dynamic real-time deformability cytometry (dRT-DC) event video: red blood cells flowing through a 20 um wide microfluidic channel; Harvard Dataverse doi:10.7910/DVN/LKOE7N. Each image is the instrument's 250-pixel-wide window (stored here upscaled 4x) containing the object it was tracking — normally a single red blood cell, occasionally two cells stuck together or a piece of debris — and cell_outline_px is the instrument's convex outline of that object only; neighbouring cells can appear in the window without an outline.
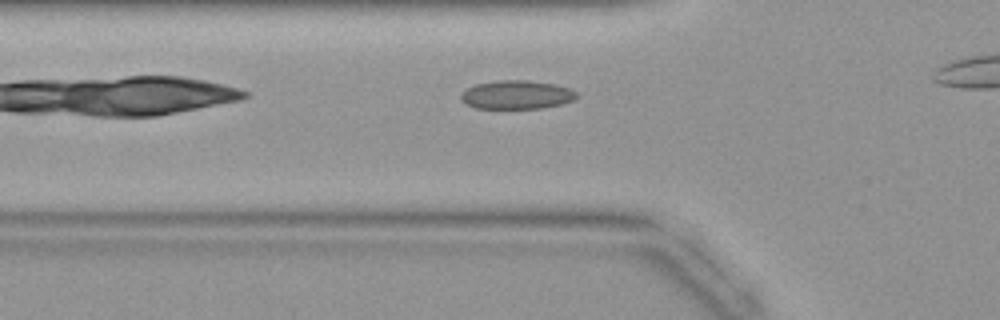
{"species": "common noctule bat (a hibernating species)", "species_latin": "Nyctalus noctula", "temperature_condition": "warm", "stored_images_in_passage": 25, "camera_frame_rate_fps": 3000, "um_per_image_px": 0.085, "animal": {"sex": "female", "body_mass_g": 19.9}, "frame": {"image": 1, "passage_image": 4, "time_ms": 1.0, "image_size_px": [1000, 320], "cell_outline_px": [[576, 96], [572, 100], [560, 104], [540, 108], [476, 108], [464, 104], [460, 100], [460, 92], [476, 84], [496, 80], [528, 80], [556, 84], [568, 88], [576, 92]], "centroid_in_image_um": [43.85, 8.05], "position_along_channel_um": 82.0, "area_um2": 19.31}}
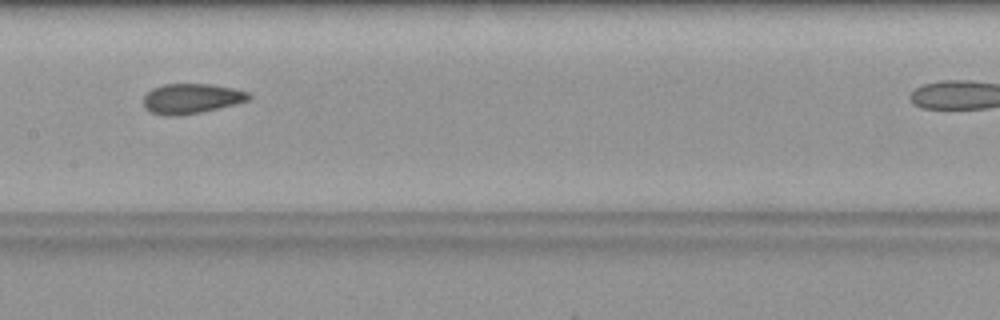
{"frame": {"image": 2, "passage_image": 11, "time_ms": 3.333, "image_size_px": [1000, 320], "cell_outline_px": [[252, 96], [248, 100], [236, 104], [200, 112], [180, 116], [164, 116], [152, 112], [144, 108], [144, 96], [152, 88], [164, 84], [208, 84], [232, 88], [248, 92]], "centroid_in_image_um": [16.25, 8.38], "position_along_channel_um": 191.2, "area_um2": 18.38}}
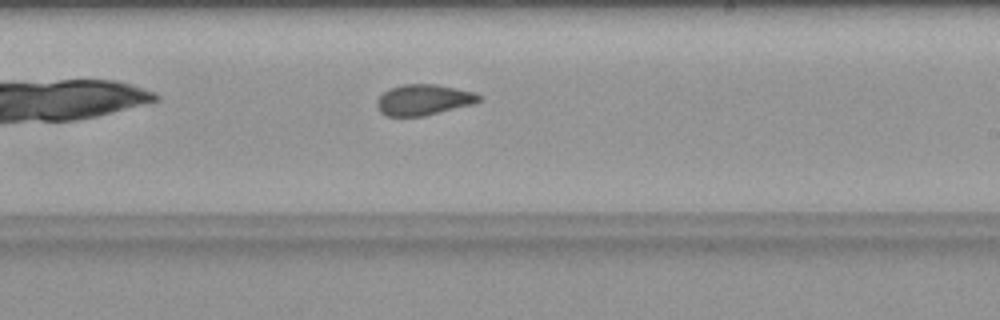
{"frame": {"image": 3, "passage_image": 15, "time_ms": 4.667, "image_size_px": [1000, 320], "cell_outline_px": [[480, 100], [472, 104], [424, 116], [388, 116], [380, 112], [376, 104], [376, 100], [388, 88], [404, 84], [436, 84], [476, 92], [480, 96]], "centroid_in_image_um": [35.98, 8.47], "position_along_channel_um": 253.0, "area_um2": 18.26}}